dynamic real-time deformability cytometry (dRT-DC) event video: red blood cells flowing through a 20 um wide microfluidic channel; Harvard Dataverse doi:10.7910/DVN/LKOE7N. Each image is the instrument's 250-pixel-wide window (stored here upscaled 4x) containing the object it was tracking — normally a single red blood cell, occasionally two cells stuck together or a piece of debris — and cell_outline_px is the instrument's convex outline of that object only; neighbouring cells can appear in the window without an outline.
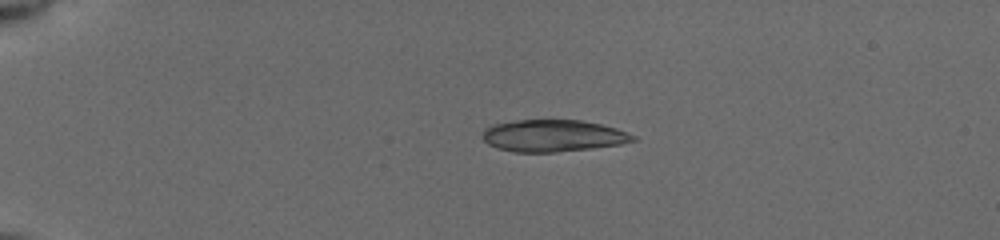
{"species": "common noctule bat (a hibernating species)", "species_latin": "Nyctalus noctula", "temperature_condition": "cold", "stored_images_in_passage": 14, "camera_frame_rate_fps": 3000, "um_per_image_px": 0.085, "animal": {"sex": "female", "body_mass_g": 19.5, "forearm_length_mm": 54.1}, "frame": {"image": 1, "passage_image": 1, "time_ms": 0.0, "image_size_px": [1000, 240], "cell_outline_px": [[636, 140], [620, 144], [556, 152], [512, 152], [496, 148], [488, 144], [484, 140], [484, 128], [492, 124], [520, 120], [580, 120], [600, 124], [616, 128], [636, 136]], "centroid_in_image_um": [46.98, 11.54], "position_along_channel_um": 38.0, "area_um2": 27.8}}